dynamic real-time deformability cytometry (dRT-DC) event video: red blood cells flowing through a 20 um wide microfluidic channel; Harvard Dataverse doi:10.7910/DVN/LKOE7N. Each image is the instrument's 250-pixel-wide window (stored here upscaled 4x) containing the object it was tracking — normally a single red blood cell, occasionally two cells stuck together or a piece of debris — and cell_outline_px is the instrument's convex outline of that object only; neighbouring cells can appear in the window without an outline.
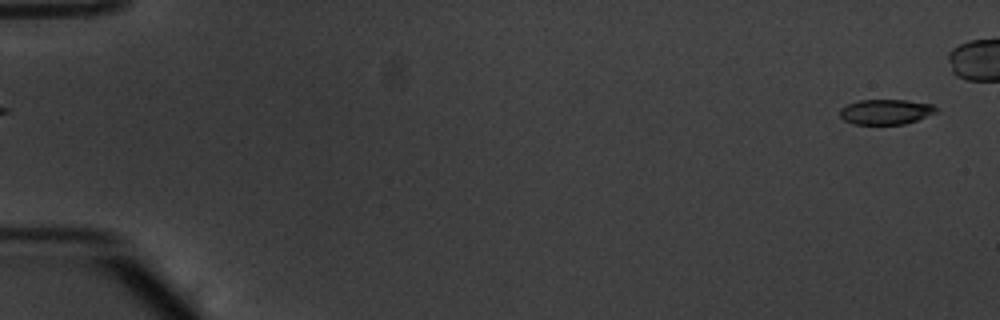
{"species": "common noctule bat (a hibernating species)", "species_latin": "Nyctalus noctula", "temperature_condition": "warm", "stored_images_in_passage": 45, "camera_frame_rate_fps": 3000, "um_per_image_px": 0.085, "animal": {"sex": "male", "body_mass_g": 20.1, "forearm_length_mm": 53.5}, "frame": {"image": 1, "passage_image": 2, "time_ms": 0.333, "image_size_px": [1000, 320], "cell_outline_px": [[936, 112], [916, 120], [904, 124], [852, 124], [844, 120], [840, 116], [840, 108], [848, 104], [860, 100], [904, 100], [932, 104], [936, 108]], "centroid_in_image_um": [75.25, 9.5], "position_along_channel_um": 9.7, "area_um2": 13.93}}
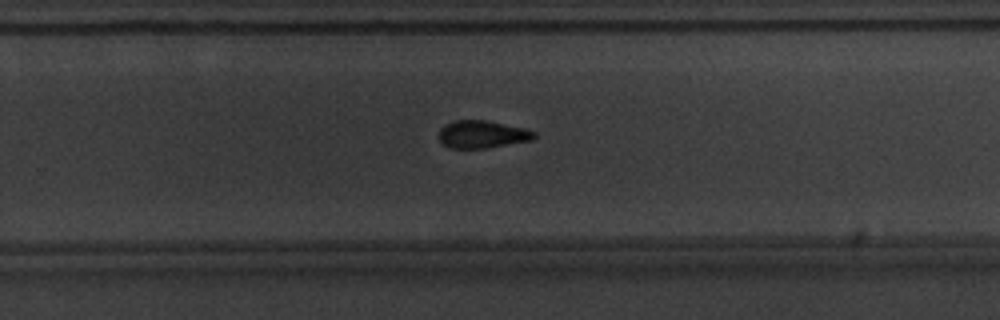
{"frame": {"image": 2, "passage_image": 36, "time_ms": 11.667, "image_size_px": [1000, 320], "cell_outline_px": [[536, 136], [532, 140], [484, 148], [448, 148], [440, 140], [440, 128], [444, 124], [452, 120], [484, 120], [524, 128], [536, 132]], "centroid_in_image_um": [40.97, 11.41], "position_along_channel_um": 288.8, "area_um2": 15.2}}
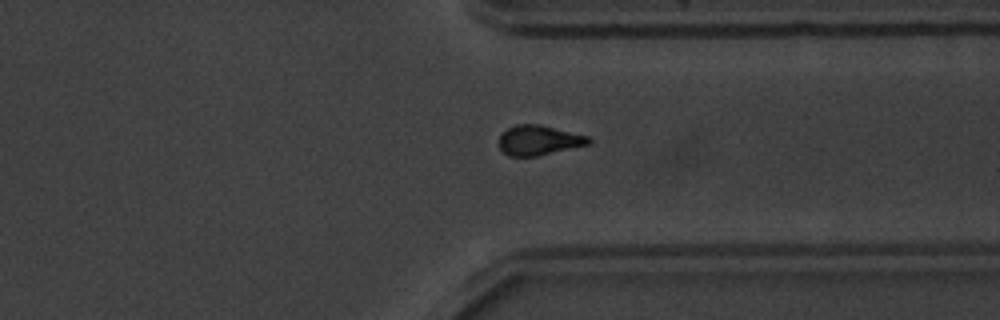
{"frame": {"image": 3, "passage_image": 42, "time_ms": 13.667, "image_size_px": [1000, 320], "cell_outline_px": [[592, 140], [588, 144], [536, 156], [508, 156], [500, 148], [500, 132], [516, 124], [540, 124], [588, 136]], "centroid_in_image_um": [45.77, 11.91], "position_along_channel_um": 365.6, "area_um2": 15.43}}